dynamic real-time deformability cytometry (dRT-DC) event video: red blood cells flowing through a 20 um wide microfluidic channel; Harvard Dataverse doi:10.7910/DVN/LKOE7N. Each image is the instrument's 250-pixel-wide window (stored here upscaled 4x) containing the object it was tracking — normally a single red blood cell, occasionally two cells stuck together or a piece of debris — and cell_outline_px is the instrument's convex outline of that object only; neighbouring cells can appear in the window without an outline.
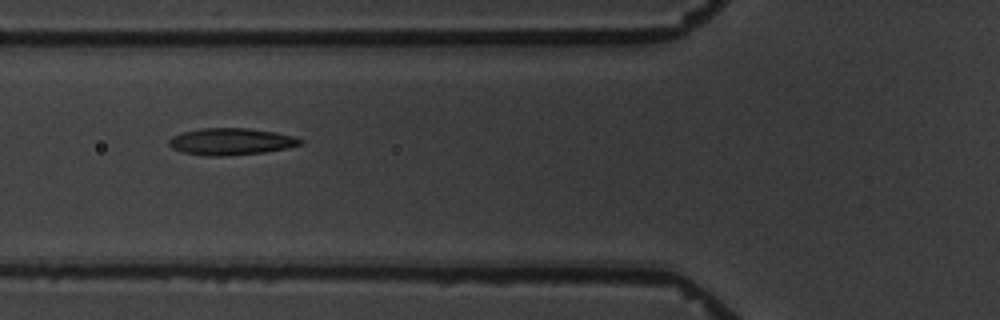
{"species": "common noctule bat (a hibernating species)", "species_latin": "Nyctalus noctula", "temperature_condition": "warm", "stored_images_in_passage": 7, "camera_frame_rate_fps": 3000, "um_per_image_px": 0.085, "animal": {"sex": "male", "body_mass_g": 19.5, "forearm_length_mm": 54.6}, "frame": {"image": 1, "passage_image": 6, "time_ms": 6.0, "image_size_px": [1000, 320], "cell_outline_px": [[304, 144], [288, 148], [264, 152], [224, 156], [204, 156], [184, 152], [172, 148], [168, 144], [168, 140], [172, 136], [184, 132], [200, 128], [248, 128], [276, 132], [292, 136], [304, 140]], "centroid_in_image_um": [19.65, 12.03], "position_along_channel_um": 106.1, "area_um2": 20.63}}
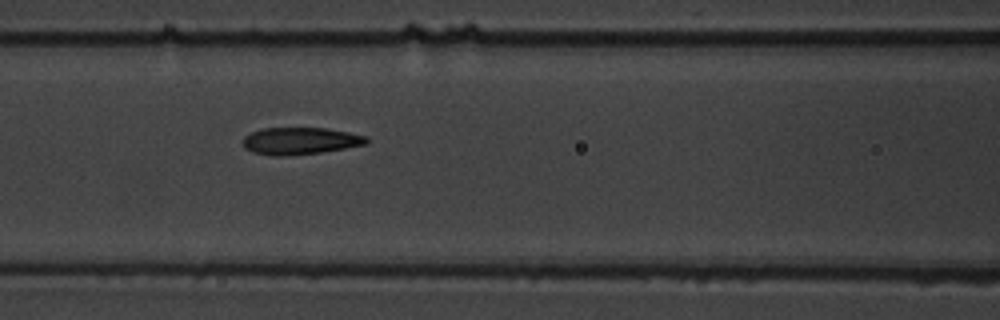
{"frame": {"image": 2, "passage_image": 7, "time_ms": 7.0, "image_size_px": [1000, 320], "cell_outline_px": [[368, 144], [320, 152], [284, 156], [272, 156], [252, 152], [244, 148], [240, 140], [244, 136], [260, 128], [324, 128], [348, 132], [368, 136]], "centroid_in_image_um": [25.46, 11.98], "position_along_channel_um": 141.1, "area_um2": 19.65}}